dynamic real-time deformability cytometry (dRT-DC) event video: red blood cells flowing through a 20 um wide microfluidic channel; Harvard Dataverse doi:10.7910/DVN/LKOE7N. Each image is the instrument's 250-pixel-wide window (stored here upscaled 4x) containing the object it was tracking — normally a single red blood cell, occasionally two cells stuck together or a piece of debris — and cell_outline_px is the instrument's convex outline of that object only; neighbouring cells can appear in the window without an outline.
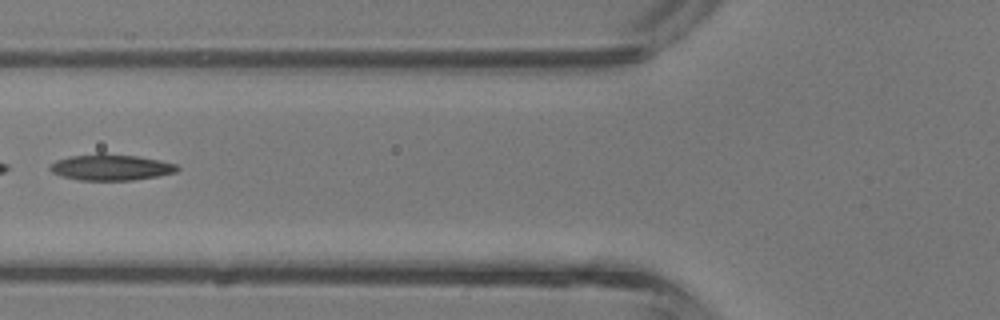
{"species": "common noctule bat (a hibernating species)", "species_latin": "Nyctalus noctula", "temperature_condition": "room temperature", "stored_images_in_passage": 5, "camera_frame_rate_fps": 3000, "um_per_image_px": 0.085, "animal": {"sex": "male", "body_mass_g": 13.3}, "frame": {"image": 1, "passage_image": 5, "time_ms": 1.333, "image_size_px": [1000, 320], "cell_outline_px": [[180, 168], [176, 172], [156, 176], [132, 180], [80, 180], [60, 176], [52, 172], [48, 168], [56, 160], [68, 156], [96, 152], [104, 152], [136, 156], [160, 160], [176, 164]], "centroid_in_image_um": [9.39, 14.2], "position_along_channel_um": 116.4, "area_um2": 19.59}}